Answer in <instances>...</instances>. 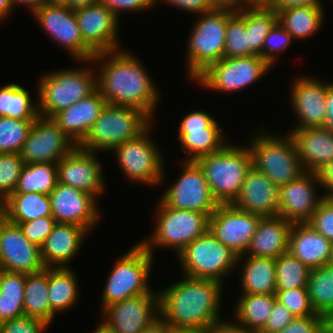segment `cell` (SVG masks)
Returning <instances> with one entry per match:
<instances>
[{"label":"cell","instance_id":"6da1fadb","mask_svg":"<svg viewBox=\"0 0 333 333\" xmlns=\"http://www.w3.org/2000/svg\"><path fill=\"white\" fill-rule=\"evenodd\" d=\"M90 62L102 63L96 86L107 104L137 108L152 120L159 91L137 56L119 48L96 53Z\"/></svg>","mask_w":333,"mask_h":333},{"label":"cell","instance_id":"7a4b0ae2","mask_svg":"<svg viewBox=\"0 0 333 333\" xmlns=\"http://www.w3.org/2000/svg\"><path fill=\"white\" fill-rule=\"evenodd\" d=\"M183 278L159 292L160 316L176 332L207 329L222 323L219 314L223 283Z\"/></svg>","mask_w":333,"mask_h":333},{"label":"cell","instance_id":"3957f363","mask_svg":"<svg viewBox=\"0 0 333 333\" xmlns=\"http://www.w3.org/2000/svg\"><path fill=\"white\" fill-rule=\"evenodd\" d=\"M202 168L213 197L219 204H233L252 166L250 149L225 144L216 153L196 160Z\"/></svg>","mask_w":333,"mask_h":333},{"label":"cell","instance_id":"277c9868","mask_svg":"<svg viewBox=\"0 0 333 333\" xmlns=\"http://www.w3.org/2000/svg\"><path fill=\"white\" fill-rule=\"evenodd\" d=\"M152 122L137 108L107 104L78 146L92 152L112 151L121 143L137 138Z\"/></svg>","mask_w":333,"mask_h":333},{"label":"cell","instance_id":"5b68a950","mask_svg":"<svg viewBox=\"0 0 333 333\" xmlns=\"http://www.w3.org/2000/svg\"><path fill=\"white\" fill-rule=\"evenodd\" d=\"M91 68L56 70L43 74L38 82L39 116L52 118L92 94L96 75Z\"/></svg>","mask_w":333,"mask_h":333},{"label":"cell","instance_id":"8992f818","mask_svg":"<svg viewBox=\"0 0 333 333\" xmlns=\"http://www.w3.org/2000/svg\"><path fill=\"white\" fill-rule=\"evenodd\" d=\"M260 134V135H259ZM248 147L252 166L262 171L276 186L298 179L305 170L290 134L282 137L259 132Z\"/></svg>","mask_w":333,"mask_h":333},{"label":"cell","instance_id":"52a82bcc","mask_svg":"<svg viewBox=\"0 0 333 333\" xmlns=\"http://www.w3.org/2000/svg\"><path fill=\"white\" fill-rule=\"evenodd\" d=\"M159 201L156 228L149 239L139 242L152 256L155 246L170 247L178 255L188 244L208 231L210 217L206 213L175 209Z\"/></svg>","mask_w":333,"mask_h":333},{"label":"cell","instance_id":"ba28073f","mask_svg":"<svg viewBox=\"0 0 333 333\" xmlns=\"http://www.w3.org/2000/svg\"><path fill=\"white\" fill-rule=\"evenodd\" d=\"M153 257L140 243H136L118 259L107 278L101 310L115 302L152 293L147 281Z\"/></svg>","mask_w":333,"mask_h":333},{"label":"cell","instance_id":"9c48e42d","mask_svg":"<svg viewBox=\"0 0 333 333\" xmlns=\"http://www.w3.org/2000/svg\"><path fill=\"white\" fill-rule=\"evenodd\" d=\"M233 14L227 10L202 13L192 27L187 46V74L195 79L209 65L224 57L227 20Z\"/></svg>","mask_w":333,"mask_h":333},{"label":"cell","instance_id":"30bf717a","mask_svg":"<svg viewBox=\"0 0 333 333\" xmlns=\"http://www.w3.org/2000/svg\"><path fill=\"white\" fill-rule=\"evenodd\" d=\"M177 257H179L184 276L221 283H224L222 279L237 265L238 258L209 230L188 244Z\"/></svg>","mask_w":333,"mask_h":333},{"label":"cell","instance_id":"8fae6325","mask_svg":"<svg viewBox=\"0 0 333 333\" xmlns=\"http://www.w3.org/2000/svg\"><path fill=\"white\" fill-rule=\"evenodd\" d=\"M272 66L258 55L227 58L209 65L194 80L209 90L235 92L264 76Z\"/></svg>","mask_w":333,"mask_h":333},{"label":"cell","instance_id":"7c38bea8","mask_svg":"<svg viewBox=\"0 0 333 333\" xmlns=\"http://www.w3.org/2000/svg\"><path fill=\"white\" fill-rule=\"evenodd\" d=\"M151 128L152 124L137 138L121 143L112 152H116L118 167L127 179L143 185L158 186L165 180L164 163L158 146L150 138Z\"/></svg>","mask_w":333,"mask_h":333},{"label":"cell","instance_id":"4fadbf2b","mask_svg":"<svg viewBox=\"0 0 333 333\" xmlns=\"http://www.w3.org/2000/svg\"><path fill=\"white\" fill-rule=\"evenodd\" d=\"M182 166V174L161 200L168 207L206 213L210 217L219 203L212 195L202 168L196 161H184Z\"/></svg>","mask_w":333,"mask_h":333},{"label":"cell","instance_id":"5bb4252c","mask_svg":"<svg viewBox=\"0 0 333 333\" xmlns=\"http://www.w3.org/2000/svg\"><path fill=\"white\" fill-rule=\"evenodd\" d=\"M33 15L50 38L62 45L77 62H89L96 53L84 42L75 10L68 6L41 5Z\"/></svg>","mask_w":333,"mask_h":333},{"label":"cell","instance_id":"9a60e30c","mask_svg":"<svg viewBox=\"0 0 333 333\" xmlns=\"http://www.w3.org/2000/svg\"><path fill=\"white\" fill-rule=\"evenodd\" d=\"M76 145L52 118L39 116L20 151L24 164H57Z\"/></svg>","mask_w":333,"mask_h":333},{"label":"cell","instance_id":"2e32d148","mask_svg":"<svg viewBox=\"0 0 333 333\" xmlns=\"http://www.w3.org/2000/svg\"><path fill=\"white\" fill-rule=\"evenodd\" d=\"M262 216L219 204L209 218V231L237 256L244 255Z\"/></svg>","mask_w":333,"mask_h":333},{"label":"cell","instance_id":"e0dca14e","mask_svg":"<svg viewBox=\"0 0 333 333\" xmlns=\"http://www.w3.org/2000/svg\"><path fill=\"white\" fill-rule=\"evenodd\" d=\"M102 315L114 333H141L160 317L159 292L115 302L105 307Z\"/></svg>","mask_w":333,"mask_h":333},{"label":"cell","instance_id":"ac0fdd59","mask_svg":"<svg viewBox=\"0 0 333 333\" xmlns=\"http://www.w3.org/2000/svg\"><path fill=\"white\" fill-rule=\"evenodd\" d=\"M1 270L17 273H35L45 268L41 249L31 243L17 224L6 219L0 224Z\"/></svg>","mask_w":333,"mask_h":333},{"label":"cell","instance_id":"d6986e66","mask_svg":"<svg viewBox=\"0 0 333 333\" xmlns=\"http://www.w3.org/2000/svg\"><path fill=\"white\" fill-rule=\"evenodd\" d=\"M95 154L75 146L56 164L58 182L89 193L97 199L105 185L102 166Z\"/></svg>","mask_w":333,"mask_h":333},{"label":"cell","instance_id":"ffe728a7","mask_svg":"<svg viewBox=\"0 0 333 333\" xmlns=\"http://www.w3.org/2000/svg\"><path fill=\"white\" fill-rule=\"evenodd\" d=\"M49 197L57 223H71L90 231L99 221L98 203L89 193L58 182Z\"/></svg>","mask_w":333,"mask_h":333},{"label":"cell","instance_id":"44dd1931","mask_svg":"<svg viewBox=\"0 0 333 333\" xmlns=\"http://www.w3.org/2000/svg\"><path fill=\"white\" fill-rule=\"evenodd\" d=\"M319 185L316 173L305 172L298 179L279 187L278 216L292 224L307 223L325 197L317 196L316 186Z\"/></svg>","mask_w":333,"mask_h":333},{"label":"cell","instance_id":"7402d4cb","mask_svg":"<svg viewBox=\"0 0 333 333\" xmlns=\"http://www.w3.org/2000/svg\"><path fill=\"white\" fill-rule=\"evenodd\" d=\"M84 42L95 52L119 49L118 19L106 6L97 2L75 10Z\"/></svg>","mask_w":333,"mask_h":333},{"label":"cell","instance_id":"603a6c76","mask_svg":"<svg viewBox=\"0 0 333 333\" xmlns=\"http://www.w3.org/2000/svg\"><path fill=\"white\" fill-rule=\"evenodd\" d=\"M298 78L293 81L290 92L291 105L300 122L294 129L323 127L327 113V82L308 76Z\"/></svg>","mask_w":333,"mask_h":333},{"label":"cell","instance_id":"cb8c5ba5","mask_svg":"<svg viewBox=\"0 0 333 333\" xmlns=\"http://www.w3.org/2000/svg\"><path fill=\"white\" fill-rule=\"evenodd\" d=\"M236 208L262 217L278 216L279 187L262 171L251 166L245 176Z\"/></svg>","mask_w":333,"mask_h":333},{"label":"cell","instance_id":"d4e9b609","mask_svg":"<svg viewBox=\"0 0 333 333\" xmlns=\"http://www.w3.org/2000/svg\"><path fill=\"white\" fill-rule=\"evenodd\" d=\"M106 105L105 98L96 89L78 103L58 112L52 119L77 146L85 139Z\"/></svg>","mask_w":333,"mask_h":333},{"label":"cell","instance_id":"484cf974","mask_svg":"<svg viewBox=\"0 0 333 333\" xmlns=\"http://www.w3.org/2000/svg\"><path fill=\"white\" fill-rule=\"evenodd\" d=\"M297 154L305 172L316 173L333 160V132L323 127L292 129Z\"/></svg>","mask_w":333,"mask_h":333},{"label":"cell","instance_id":"4316f807","mask_svg":"<svg viewBox=\"0 0 333 333\" xmlns=\"http://www.w3.org/2000/svg\"><path fill=\"white\" fill-rule=\"evenodd\" d=\"M88 230L71 223H56L41 249V259L45 267H69L82 246Z\"/></svg>","mask_w":333,"mask_h":333},{"label":"cell","instance_id":"83f0119b","mask_svg":"<svg viewBox=\"0 0 333 333\" xmlns=\"http://www.w3.org/2000/svg\"><path fill=\"white\" fill-rule=\"evenodd\" d=\"M292 223L280 216L262 217L244 255L238 256L237 264L247 256L276 259L288 251L289 232ZM250 254V255H249Z\"/></svg>","mask_w":333,"mask_h":333},{"label":"cell","instance_id":"f1b7e54d","mask_svg":"<svg viewBox=\"0 0 333 333\" xmlns=\"http://www.w3.org/2000/svg\"><path fill=\"white\" fill-rule=\"evenodd\" d=\"M332 244L308 223L292 224L288 251L311 270L329 263Z\"/></svg>","mask_w":333,"mask_h":333},{"label":"cell","instance_id":"f546056e","mask_svg":"<svg viewBox=\"0 0 333 333\" xmlns=\"http://www.w3.org/2000/svg\"><path fill=\"white\" fill-rule=\"evenodd\" d=\"M240 277L243 294H276L275 259L248 256Z\"/></svg>","mask_w":333,"mask_h":333},{"label":"cell","instance_id":"4dcf8cb0","mask_svg":"<svg viewBox=\"0 0 333 333\" xmlns=\"http://www.w3.org/2000/svg\"><path fill=\"white\" fill-rule=\"evenodd\" d=\"M76 275L70 267L48 268V298L50 324L56 313L71 309L78 299Z\"/></svg>","mask_w":333,"mask_h":333},{"label":"cell","instance_id":"1f68e13d","mask_svg":"<svg viewBox=\"0 0 333 333\" xmlns=\"http://www.w3.org/2000/svg\"><path fill=\"white\" fill-rule=\"evenodd\" d=\"M276 295L242 294L236 303L233 323L250 333H259L272 312Z\"/></svg>","mask_w":333,"mask_h":333},{"label":"cell","instance_id":"d6a6232c","mask_svg":"<svg viewBox=\"0 0 333 333\" xmlns=\"http://www.w3.org/2000/svg\"><path fill=\"white\" fill-rule=\"evenodd\" d=\"M4 202L5 219L11 223L52 216L50 197L43 193H12Z\"/></svg>","mask_w":333,"mask_h":333},{"label":"cell","instance_id":"836d02e7","mask_svg":"<svg viewBox=\"0 0 333 333\" xmlns=\"http://www.w3.org/2000/svg\"><path fill=\"white\" fill-rule=\"evenodd\" d=\"M322 5L289 7L278 11L279 23L293 39L311 37L319 31L324 20Z\"/></svg>","mask_w":333,"mask_h":333},{"label":"cell","instance_id":"e575fe53","mask_svg":"<svg viewBox=\"0 0 333 333\" xmlns=\"http://www.w3.org/2000/svg\"><path fill=\"white\" fill-rule=\"evenodd\" d=\"M26 274L0 270V323L25 315Z\"/></svg>","mask_w":333,"mask_h":333},{"label":"cell","instance_id":"d590c367","mask_svg":"<svg viewBox=\"0 0 333 333\" xmlns=\"http://www.w3.org/2000/svg\"><path fill=\"white\" fill-rule=\"evenodd\" d=\"M24 313L50 324V301L48 298V267L26 274L24 289Z\"/></svg>","mask_w":333,"mask_h":333},{"label":"cell","instance_id":"8d00e7d4","mask_svg":"<svg viewBox=\"0 0 333 333\" xmlns=\"http://www.w3.org/2000/svg\"><path fill=\"white\" fill-rule=\"evenodd\" d=\"M218 122L215 120L205 130L190 131V133H178V140L182 149L190 154L184 161H196L198 158L216 153L226 143L225 136L221 132Z\"/></svg>","mask_w":333,"mask_h":333},{"label":"cell","instance_id":"74e56055","mask_svg":"<svg viewBox=\"0 0 333 333\" xmlns=\"http://www.w3.org/2000/svg\"><path fill=\"white\" fill-rule=\"evenodd\" d=\"M30 93L16 83L0 88V117L17 120H36L39 117L37 101L32 103ZM36 105V106H35Z\"/></svg>","mask_w":333,"mask_h":333},{"label":"cell","instance_id":"f35d334b","mask_svg":"<svg viewBox=\"0 0 333 333\" xmlns=\"http://www.w3.org/2000/svg\"><path fill=\"white\" fill-rule=\"evenodd\" d=\"M277 21L278 12L269 5L246 6L249 55H258L262 58L264 40Z\"/></svg>","mask_w":333,"mask_h":333},{"label":"cell","instance_id":"ab89813d","mask_svg":"<svg viewBox=\"0 0 333 333\" xmlns=\"http://www.w3.org/2000/svg\"><path fill=\"white\" fill-rule=\"evenodd\" d=\"M311 306L316 314L328 318L333 313V266L312 269L307 283Z\"/></svg>","mask_w":333,"mask_h":333},{"label":"cell","instance_id":"60d3db41","mask_svg":"<svg viewBox=\"0 0 333 333\" xmlns=\"http://www.w3.org/2000/svg\"><path fill=\"white\" fill-rule=\"evenodd\" d=\"M57 183V166L55 163L25 164L13 193L39 192L50 195Z\"/></svg>","mask_w":333,"mask_h":333},{"label":"cell","instance_id":"b9f144b4","mask_svg":"<svg viewBox=\"0 0 333 333\" xmlns=\"http://www.w3.org/2000/svg\"><path fill=\"white\" fill-rule=\"evenodd\" d=\"M276 290L307 287L311 269L289 251L275 259Z\"/></svg>","mask_w":333,"mask_h":333},{"label":"cell","instance_id":"7bdbcfd3","mask_svg":"<svg viewBox=\"0 0 333 333\" xmlns=\"http://www.w3.org/2000/svg\"><path fill=\"white\" fill-rule=\"evenodd\" d=\"M249 56V39L246 30V6L227 20L224 57Z\"/></svg>","mask_w":333,"mask_h":333},{"label":"cell","instance_id":"ee69618b","mask_svg":"<svg viewBox=\"0 0 333 333\" xmlns=\"http://www.w3.org/2000/svg\"><path fill=\"white\" fill-rule=\"evenodd\" d=\"M34 121L0 117V154L20 153Z\"/></svg>","mask_w":333,"mask_h":333},{"label":"cell","instance_id":"f6af8a7d","mask_svg":"<svg viewBox=\"0 0 333 333\" xmlns=\"http://www.w3.org/2000/svg\"><path fill=\"white\" fill-rule=\"evenodd\" d=\"M24 165L20 153L0 154V198L15 191Z\"/></svg>","mask_w":333,"mask_h":333},{"label":"cell","instance_id":"bcb514c9","mask_svg":"<svg viewBox=\"0 0 333 333\" xmlns=\"http://www.w3.org/2000/svg\"><path fill=\"white\" fill-rule=\"evenodd\" d=\"M275 295L276 300L285 305L296 317H306L315 314L309 300L307 287L276 290Z\"/></svg>","mask_w":333,"mask_h":333},{"label":"cell","instance_id":"7dc6e473","mask_svg":"<svg viewBox=\"0 0 333 333\" xmlns=\"http://www.w3.org/2000/svg\"><path fill=\"white\" fill-rule=\"evenodd\" d=\"M292 40V35L277 21L264 40L262 58L274 67L277 54L291 45Z\"/></svg>","mask_w":333,"mask_h":333},{"label":"cell","instance_id":"c3c4849f","mask_svg":"<svg viewBox=\"0 0 333 333\" xmlns=\"http://www.w3.org/2000/svg\"><path fill=\"white\" fill-rule=\"evenodd\" d=\"M307 223L333 243V198L325 196Z\"/></svg>","mask_w":333,"mask_h":333},{"label":"cell","instance_id":"681fc988","mask_svg":"<svg viewBox=\"0 0 333 333\" xmlns=\"http://www.w3.org/2000/svg\"><path fill=\"white\" fill-rule=\"evenodd\" d=\"M52 216L40 217L28 222L14 223L17 224L24 236L33 244L42 247L48 235L52 232L56 224Z\"/></svg>","mask_w":333,"mask_h":333},{"label":"cell","instance_id":"f907efd6","mask_svg":"<svg viewBox=\"0 0 333 333\" xmlns=\"http://www.w3.org/2000/svg\"><path fill=\"white\" fill-rule=\"evenodd\" d=\"M48 327L41 319L22 315L0 323V333H44Z\"/></svg>","mask_w":333,"mask_h":333},{"label":"cell","instance_id":"816d5d0a","mask_svg":"<svg viewBox=\"0 0 333 333\" xmlns=\"http://www.w3.org/2000/svg\"><path fill=\"white\" fill-rule=\"evenodd\" d=\"M327 318L319 314L295 317L280 333H324Z\"/></svg>","mask_w":333,"mask_h":333},{"label":"cell","instance_id":"f5cc1de1","mask_svg":"<svg viewBox=\"0 0 333 333\" xmlns=\"http://www.w3.org/2000/svg\"><path fill=\"white\" fill-rule=\"evenodd\" d=\"M296 316L277 300H275L272 312L259 333H280Z\"/></svg>","mask_w":333,"mask_h":333},{"label":"cell","instance_id":"db71d44e","mask_svg":"<svg viewBox=\"0 0 333 333\" xmlns=\"http://www.w3.org/2000/svg\"><path fill=\"white\" fill-rule=\"evenodd\" d=\"M106 6L117 18L121 11H141L150 9L156 4V0H99Z\"/></svg>","mask_w":333,"mask_h":333},{"label":"cell","instance_id":"11a10c76","mask_svg":"<svg viewBox=\"0 0 333 333\" xmlns=\"http://www.w3.org/2000/svg\"><path fill=\"white\" fill-rule=\"evenodd\" d=\"M215 119L203 110L188 113L180 122L179 133H190V131L205 130Z\"/></svg>","mask_w":333,"mask_h":333},{"label":"cell","instance_id":"9f6ffc18","mask_svg":"<svg viewBox=\"0 0 333 333\" xmlns=\"http://www.w3.org/2000/svg\"><path fill=\"white\" fill-rule=\"evenodd\" d=\"M157 1L158 0H156V2ZM162 1L172 6L176 7L178 6L177 8H180L183 11L185 10L192 13L195 12V14H202L213 10L208 0H162Z\"/></svg>","mask_w":333,"mask_h":333},{"label":"cell","instance_id":"6f0895ef","mask_svg":"<svg viewBox=\"0 0 333 333\" xmlns=\"http://www.w3.org/2000/svg\"><path fill=\"white\" fill-rule=\"evenodd\" d=\"M316 174L320 186L327 189L325 196L333 198V160L320 168Z\"/></svg>","mask_w":333,"mask_h":333},{"label":"cell","instance_id":"680465c9","mask_svg":"<svg viewBox=\"0 0 333 333\" xmlns=\"http://www.w3.org/2000/svg\"><path fill=\"white\" fill-rule=\"evenodd\" d=\"M213 10H227L233 13L239 12L247 6L243 0H208Z\"/></svg>","mask_w":333,"mask_h":333},{"label":"cell","instance_id":"91938a15","mask_svg":"<svg viewBox=\"0 0 333 333\" xmlns=\"http://www.w3.org/2000/svg\"><path fill=\"white\" fill-rule=\"evenodd\" d=\"M321 5L320 0H271L269 6L277 12L282 9L297 6Z\"/></svg>","mask_w":333,"mask_h":333},{"label":"cell","instance_id":"94428289","mask_svg":"<svg viewBox=\"0 0 333 333\" xmlns=\"http://www.w3.org/2000/svg\"><path fill=\"white\" fill-rule=\"evenodd\" d=\"M326 106L327 113L324 127L333 132V82L327 83Z\"/></svg>","mask_w":333,"mask_h":333},{"label":"cell","instance_id":"6125c7cd","mask_svg":"<svg viewBox=\"0 0 333 333\" xmlns=\"http://www.w3.org/2000/svg\"><path fill=\"white\" fill-rule=\"evenodd\" d=\"M141 333H176V331L160 316Z\"/></svg>","mask_w":333,"mask_h":333},{"label":"cell","instance_id":"be15d7a7","mask_svg":"<svg viewBox=\"0 0 333 333\" xmlns=\"http://www.w3.org/2000/svg\"><path fill=\"white\" fill-rule=\"evenodd\" d=\"M213 333H250L236 326L233 322L223 321L213 326Z\"/></svg>","mask_w":333,"mask_h":333},{"label":"cell","instance_id":"e7e4bbea","mask_svg":"<svg viewBox=\"0 0 333 333\" xmlns=\"http://www.w3.org/2000/svg\"><path fill=\"white\" fill-rule=\"evenodd\" d=\"M13 6L17 5H25L28 6V9L32 12V14L43 5V0H12ZM30 7V8H29Z\"/></svg>","mask_w":333,"mask_h":333},{"label":"cell","instance_id":"03108f58","mask_svg":"<svg viewBox=\"0 0 333 333\" xmlns=\"http://www.w3.org/2000/svg\"><path fill=\"white\" fill-rule=\"evenodd\" d=\"M97 2H99V0H68V7H70L72 10H77Z\"/></svg>","mask_w":333,"mask_h":333},{"label":"cell","instance_id":"003e7915","mask_svg":"<svg viewBox=\"0 0 333 333\" xmlns=\"http://www.w3.org/2000/svg\"><path fill=\"white\" fill-rule=\"evenodd\" d=\"M13 7L12 0H0V21L8 17Z\"/></svg>","mask_w":333,"mask_h":333},{"label":"cell","instance_id":"a7ac6f4b","mask_svg":"<svg viewBox=\"0 0 333 333\" xmlns=\"http://www.w3.org/2000/svg\"><path fill=\"white\" fill-rule=\"evenodd\" d=\"M93 333H114V331L102 321Z\"/></svg>","mask_w":333,"mask_h":333},{"label":"cell","instance_id":"89a4df30","mask_svg":"<svg viewBox=\"0 0 333 333\" xmlns=\"http://www.w3.org/2000/svg\"><path fill=\"white\" fill-rule=\"evenodd\" d=\"M43 4L68 6V0H43Z\"/></svg>","mask_w":333,"mask_h":333},{"label":"cell","instance_id":"2644e50d","mask_svg":"<svg viewBox=\"0 0 333 333\" xmlns=\"http://www.w3.org/2000/svg\"><path fill=\"white\" fill-rule=\"evenodd\" d=\"M176 333H213V327L200 330H181L177 331Z\"/></svg>","mask_w":333,"mask_h":333},{"label":"cell","instance_id":"8c879c8a","mask_svg":"<svg viewBox=\"0 0 333 333\" xmlns=\"http://www.w3.org/2000/svg\"><path fill=\"white\" fill-rule=\"evenodd\" d=\"M247 5H269L271 0H243Z\"/></svg>","mask_w":333,"mask_h":333},{"label":"cell","instance_id":"753ad0ef","mask_svg":"<svg viewBox=\"0 0 333 333\" xmlns=\"http://www.w3.org/2000/svg\"><path fill=\"white\" fill-rule=\"evenodd\" d=\"M5 220V202L0 198V224Z\"/></svg>","mask_w":333,"mask_h":333},{"label":"cell","instance_id":"34e18365","mask_svg":"<svg viewBox=\"0 0 333 333\" xmlns=\"http://www.w3.org/2000/svg\"><path fill=\"white\" fill-rule=\"evenodd\" d=\"M324 333H333V326L328 321L325 325Z\"/></svg>","mask_w":333,"mask_h":333},{"label":"cell","instance_id":"11e5206c","mask_svg":"<svg viewBox=\"0 0 333 333\" xmlns=\"http://www.w3.org/2000/svg\"><path fill=\"white\" fill-rule=\"evenodd\" d=\"M331 266H333V244H332V250H331V257H330V260H329V263Z\"/></svg>","mask_w":333,"mask_h":333},{"label":"cell","instance_id":"2a66077c","mask_svg":"<svg viewBox=\"0 0 333 333\" xmlns=\"http://www.w3.org/2000/svg\"><path fill=\"white\" fill-rule=\"evenodd\" d=\"M327 321L333 326V313L327 318Z\"/></svg>","mask_w":333,"mask_h":333}]
</instances>
